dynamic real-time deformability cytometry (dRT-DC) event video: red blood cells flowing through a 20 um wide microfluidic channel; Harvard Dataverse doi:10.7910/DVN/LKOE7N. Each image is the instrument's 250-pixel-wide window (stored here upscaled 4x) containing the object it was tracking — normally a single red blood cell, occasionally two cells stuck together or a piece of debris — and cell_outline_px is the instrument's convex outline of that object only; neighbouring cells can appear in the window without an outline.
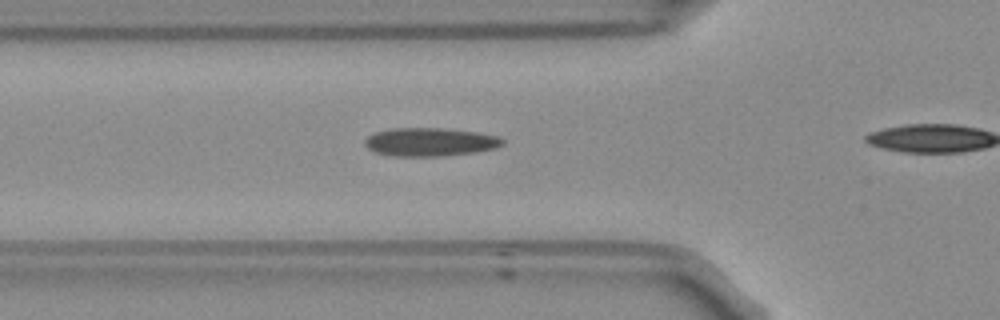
{"species": "Egyptian fruit bat (a non-hibernating species)", "species_latin": "Rousettus aegyptiacus", "temperature_condition": "room temperature", "stored_images_in_passage": 10, "camera_frame_rate_fps": 3000, "um_per_image_px": 0.085, "frame": {"image": 1, "passage_image": 5, "time_ms": 1.333, "image_size_px": [1000, 320], "cell_outline_px": [[504, 144], [496, 148], [476, 152], [444, 156], [388, 156], [376, 152], [368, 148], [364, 144], [364, 140], [368, 136], [376, 132], [392, 128], [440, 128], [476, 132], [500, 136], [504, 140]], "centroid_in_image_um": [36.57, 12.07], "position_along_channel_um": 89.2, "area_um2": 22.89}}